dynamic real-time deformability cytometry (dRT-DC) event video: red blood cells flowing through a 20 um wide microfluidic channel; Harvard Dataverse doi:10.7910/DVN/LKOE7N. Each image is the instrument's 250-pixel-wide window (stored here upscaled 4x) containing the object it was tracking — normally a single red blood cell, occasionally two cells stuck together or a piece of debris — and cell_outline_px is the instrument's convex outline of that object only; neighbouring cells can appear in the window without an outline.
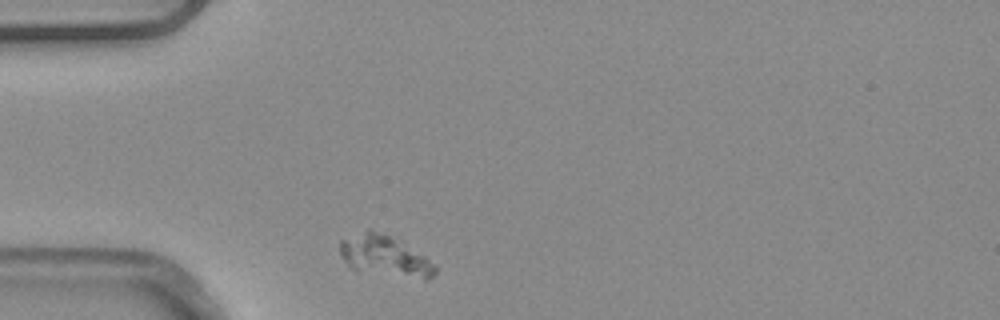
{"species": "common noctule bat (a hibernating species)", "species_latin": "Nyctalus noctula", "temperature_condition": "warm", "stored_images_in_passage": 1, "camera_frame_rate_fps": 3000, "um_per_image_px": 0.085, "animal": {"sex": "male", "body_mass_g": 20.4}, "frame": {"image": 1, "passage_image": 1, "time_ms": 0.0, "image_size_px": [1000, 320], "cell_outline_px": [[436, 272], [428, 280], [424, 280], [352, 268], [344, 260], [340, 252], [340, 240], [368, 228], [400, 236], [436, 264]], "centroid_in_image_um": [32.79, 21.68], "position_along_channel_um": 52.2, "area_um2": 23.24}}